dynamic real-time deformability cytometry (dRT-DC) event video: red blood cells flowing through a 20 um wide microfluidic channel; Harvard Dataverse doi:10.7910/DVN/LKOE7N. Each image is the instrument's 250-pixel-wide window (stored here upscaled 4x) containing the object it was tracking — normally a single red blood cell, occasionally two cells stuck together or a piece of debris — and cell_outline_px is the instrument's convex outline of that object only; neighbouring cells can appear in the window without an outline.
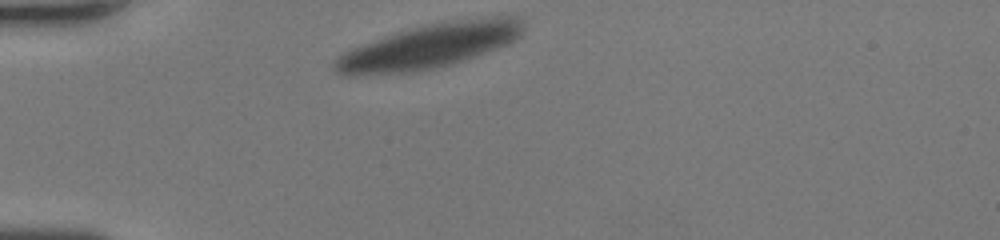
{"species": "human", "species_latin": "Homo sapiens", "temperature_condition": "room temperature", "stored_images_in_passage": 44, "camera_frame_rate_fps": 3000, "um_per_image_px": 0.085, "donor": {"sex": "female"}, "frame": {"image": 1, "passage_image": 1, "time_ms": 0.0, "image_size_px": [1000, 240], "cell_outline_px": [[524, 32], [516, 40], [508, 44], [452, 64], [436, 68], [416, 72], [356, 76], [348, 76], [336, 72], [332, 68], [332, 60], [348, 48], [384, 36], [412, 28], [428, 24], [456, 20], [496, 16], [516, 16], [520, 20], [524, 28]], "centroid_in_image_um": [36.42, 3.94], "position_along_channel_um": 48.6, "area_um2": 49.19}}
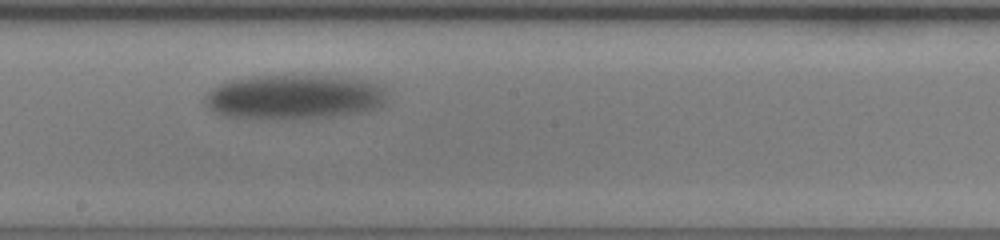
{"frame": {"image": 2, "passage_image": 24, "time_ms": 7.667, "image_size_px": [1000, 240], "cell_outline_px": [[384, 104], [380, 108], [364, 112], [332, 116], [264, 120], [224, 116], [216, 112], [204, 100], [204, 96], [212, 88], [220, 84], [232, 80], [256, 76], [332, 76], [372, 80], [384, 88]], "centroid_in_image_um": [25.04, 8.25], "position_along_channel_um": 223.2, "area_um2": 47.51}}
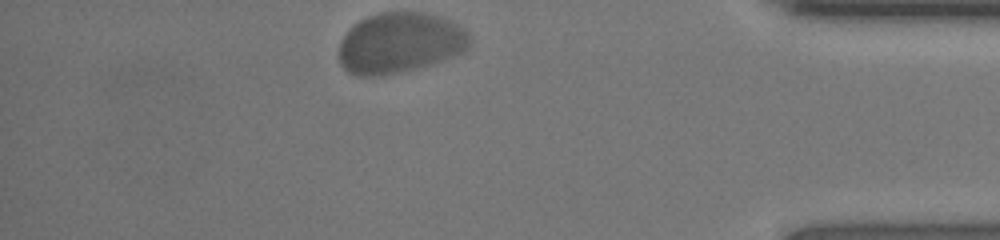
{"frame": {"image": 3, "passage_image": 44, "time_ms": 14.333, "image_size_px": [1000, 240], "cell_outline_px": [[468, 48], [452, 56], [416, 68], [384, 76], [356, 76], [348, 72], [340, 64], [340, 40], [348, 28], [360, 20], [376, 12], [424, 12], [448, 20], [456, 24], [468, 32]], "centroid_in_image_um": [33.92, 3.64], "position_along_channel_um": 401.3, "area_um2": 45.84}, "authors_computed_cell_mechanics": {"area_um2": 47.974, "velocity_mm_per_s": 2.9818, "shape_relaxation_time_tau1_ms": 1.9505, "shape_relaxation_time_tau2_ms": null, "deformation_change_tau1": 0.0552, "deformation_change_tau2": null}}